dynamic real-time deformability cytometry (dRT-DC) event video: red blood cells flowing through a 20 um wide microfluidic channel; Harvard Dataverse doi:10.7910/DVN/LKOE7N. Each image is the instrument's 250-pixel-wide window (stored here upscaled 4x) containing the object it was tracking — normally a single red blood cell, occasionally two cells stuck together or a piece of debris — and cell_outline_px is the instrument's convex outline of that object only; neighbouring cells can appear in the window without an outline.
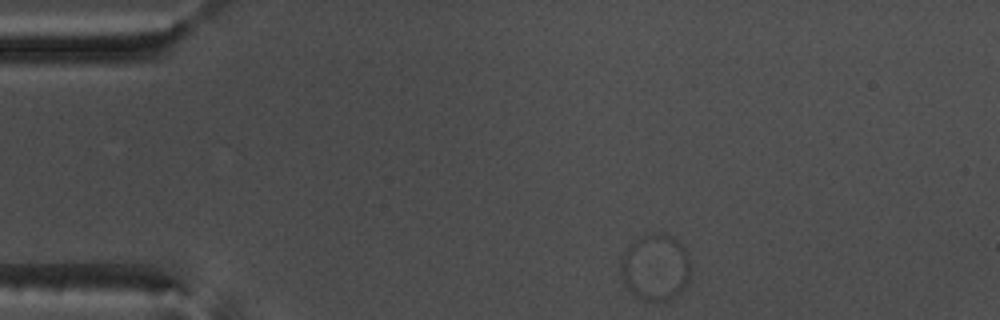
{"species": "common noctule bat (a hibernating species)", "species_latin": "Nyctalus noctula", "temperature_condition": "warm", "stored_images_in_passage": 60, "camera_frame_rate_fps": 3000, "um_per_image_px": 0.085, "animal": {"sex": "male", "body_mass_g": 17.5, "forearm_length_mm": 52.3}, "frame": {"image": 1, "passage_image": 1, "time_ms": 0.0, "image_size_px": [1000, 320], "cell_outline_px": [[692, 268], [688, 284], [676, 296], [668, 300], [644, 300], [636, 296], [624, 284], [620, 272], [620, 260], [624, 252], [640, 236], [656, 232], [664, 232], [672, 236], [688, 252]], "centroid_in_image_um": [55.74, 22.71], "position_along_channel_um": 29.3, "area_um2": 27.46}}
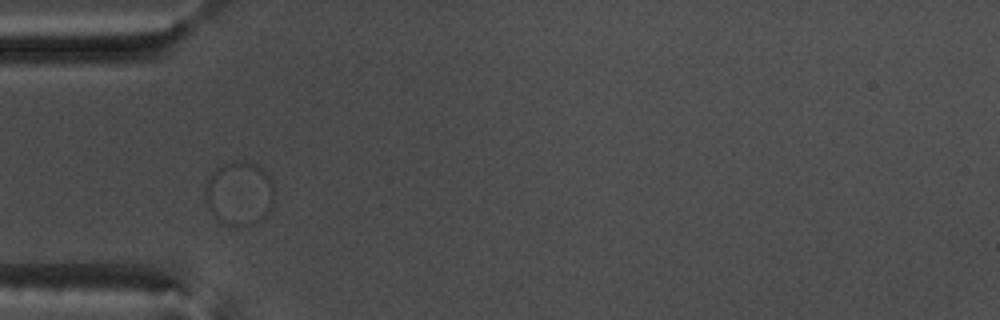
{"frame": {"image": 2, "passage_image": 9, "time_ms": 2.667, "image_size_px": [1000, 320], "cell_outline_px": [[272, 204], [268, 212], [260, 220], [248, 228], [240, 228], [224, 224], [212, 216], [208, 208], [204, 196], [204, 188], [212, 172], [216, 168], [224, 164], [236, 160], [244, 160], [256, 164], [264, 168], [268, 172], [272, 184]], "centroid_in_image_um": [20.31, 16.46], "position_along_channel_um": 64.7, "area_um2": 26.36}}